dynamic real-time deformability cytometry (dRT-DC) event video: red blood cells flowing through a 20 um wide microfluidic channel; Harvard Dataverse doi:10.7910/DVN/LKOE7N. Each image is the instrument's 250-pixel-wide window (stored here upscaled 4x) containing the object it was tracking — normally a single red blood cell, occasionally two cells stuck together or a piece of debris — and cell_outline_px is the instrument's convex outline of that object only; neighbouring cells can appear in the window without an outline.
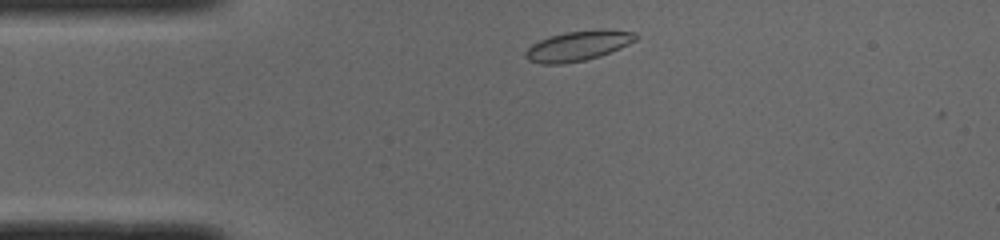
{"species": "common noctule bat (a hibernating species)", "species_latin": "Nyctalus noctula", "temperature_condition": "cold", "stored_images_in_passage": 5, "camera_frame_rate_fps": 3000, "um_per_image_px": 0.085, "animal": {"sex": "male", "body_mass_g": 19.0, "forearm_length_mm": 50.8}, "frame": {"image": 1, "passage_image": 2, "time_ms": 0.333, "image_size_px": [1000, 240], "cell_outline_px": [[640, 36], [636, 40], [620, 48], [600, 56], [584, 60], [564, 64], [540, 64], [528, 60], [524, 56], [524, 52], [532, 44], [548, 36], [564, 32], [600, 28], [636, 32]], "centroid_in_image_um": [49.14, 3.88], "position_along_channel_um": 35.9, "area_um2": 19.59}}